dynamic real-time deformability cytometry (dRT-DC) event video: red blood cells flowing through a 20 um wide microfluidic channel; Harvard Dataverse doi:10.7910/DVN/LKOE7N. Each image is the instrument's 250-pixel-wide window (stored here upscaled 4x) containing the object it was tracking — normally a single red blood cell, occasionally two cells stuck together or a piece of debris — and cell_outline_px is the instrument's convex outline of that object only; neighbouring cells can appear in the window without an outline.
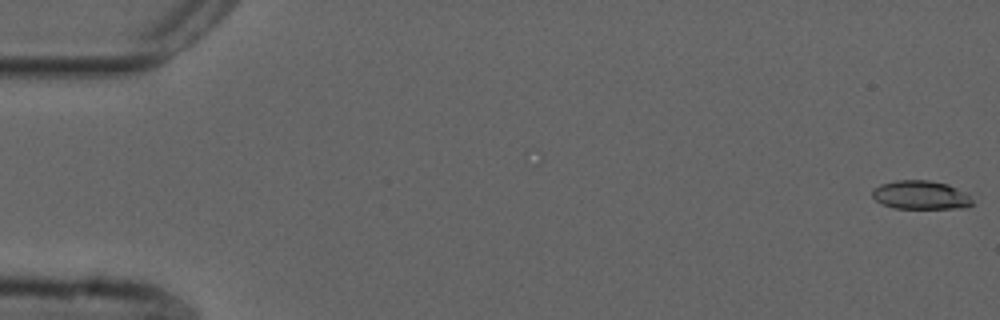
{"species": "common noctule bat (a hibernating species)", "species_latin": "Nyctalus noctula", "temperature_condition": "cold", "stored_images_in_passage": 54, "camera_frame_rate_fps": 3000, "um_per_image_px": 0.085, "animal": {"sex": "male", "forearm_length_mm": 52.5}, "frame": {"image": 1, "passage_image": 1, "time_ms": 0.0, "image_size_px": [1000, 320], "cell_outline_px": [[972, 204], [964, 208], [896, 208], [884, 204], [876, 200], [872, 196], [872, 188], [880, 184], [896, 180], [928, 180], [948, 184], [964, 192], [972, 200]], "centroid_in_image_um": [78.23, 16.57], "position_along_channel_um": 6.8, "area_um2": 16.59}}
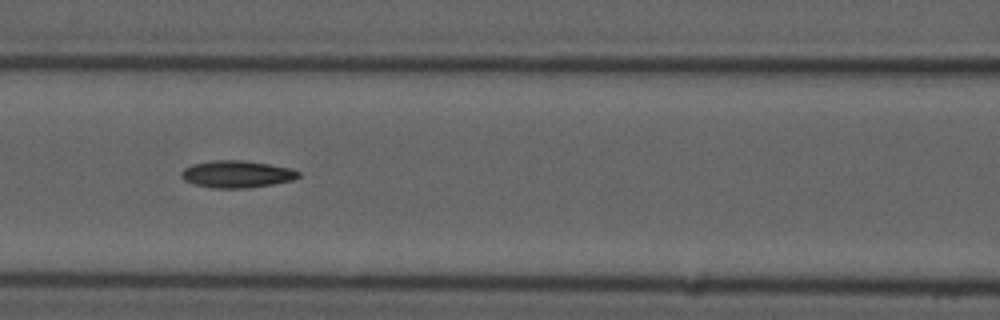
{"frame": {"image": 2, "passage_image": 24, "time_ms": 7.667, "image_size_px": [1000, 320], "cell_outline_px": [[300, 176], [292, 180], [272, 184], [248, 188], [212, 188], [196, 184], [184, 180], [180, 176], [180, 172], [184, 168], [192, 164], [212, 160], [244, 160], [268, 164], [288, 168], [300, 172]], "centroid_in_image_um": [20.09, 14.8], "position_along_channel_um": 146.5, "area_um2": 18.44}}
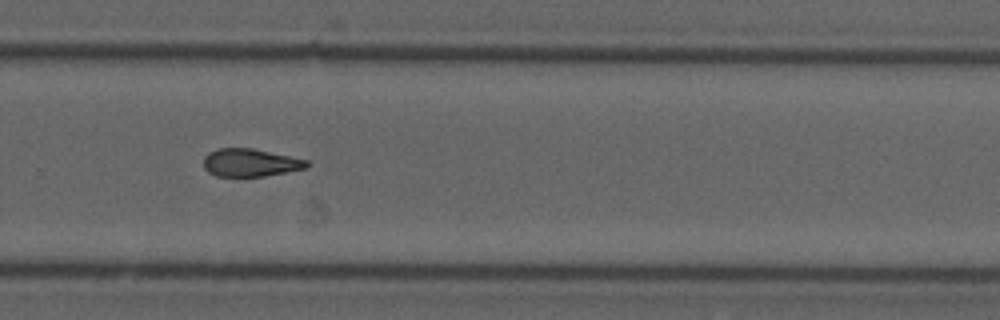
{"frame": {"image": 3, "passage_image": 37, "time_ms": 12.0, "image_size_px": [1000, 320], "cell_outline_px": [[308, 168], [264, 176], [216, 176], [208, 172], [204, 168], [204, 156], [208, 152], [216, 148], [252, 148], [308, 160]], "centroid_in_image_um": [21.25, 13.82], "position_along_channel_um": 308.5, "area_um2": 16.76}, "authors_computed_cell_mechanics": {"area_um2": 17.3978, "velocity_mm_per_s": 3.7531, "shape_relaxation_time_tau1_ms": null, "shape_relaxation_time_tau2_ms": 4.6568, "deformation_change_tau1": null, "deformation_change_tau2": 0.1207}}